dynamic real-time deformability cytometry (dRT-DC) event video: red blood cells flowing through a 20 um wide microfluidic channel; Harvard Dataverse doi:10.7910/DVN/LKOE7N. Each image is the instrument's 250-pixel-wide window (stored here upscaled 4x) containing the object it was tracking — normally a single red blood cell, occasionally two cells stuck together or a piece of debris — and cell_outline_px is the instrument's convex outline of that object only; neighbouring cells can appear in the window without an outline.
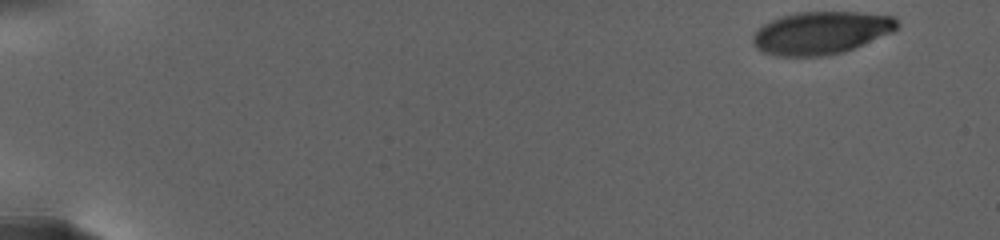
{"species": "human", "species_latin": "Homo sapiens", "temperature_condition": "warm", "stored_images_in_passage": 48, "camera_frame_rate_fps": 3000, "um_per_image_px": 0.085, "donor": {"sex": "female"}, "frame": {"image": 1, "passage_image": 1, "time_ms": 0.0, "image_size_px": [1000, 240], "cell_outline_px": [[900, 24], [892, 32], [844, 52], [820, 56], [780, 56], [764, 52], [756, 48], [752, 44], [752, 36], [764, 24], [772, 20], [784, 16], [800, 12], [856, 12], [892, 16]], "centroid_in_image_um": [69.78, 2.79], "position_along_channel_um": 15.2, "area_um2": 35.49}}
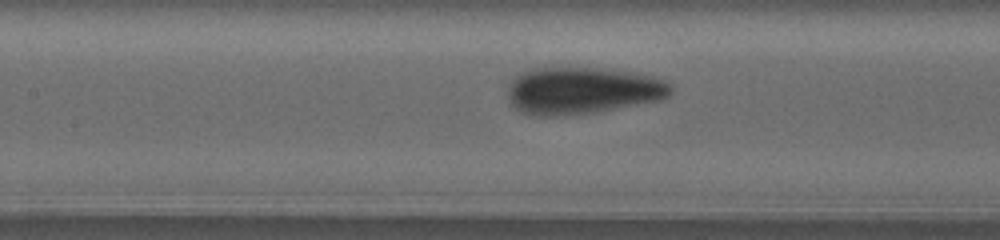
{"frame": {"image": 2, "passage_image": 28, "time_ms": 12.0, "image_size_px": [1000, 240], "cell_outline_px": [[672, 92], [668, 96], [660, 100], [600, 112], [556, 116], [536, 116], [520, 112], [508, 100], [508, 84], [520, 72], [528, 68], [604, 68], [640, 72], [668, 80], [672, 84]], "centroid_in_image_um": [49.54, 7.69], "position_along_channel_um": 157.9, "area_um2": 45.6}}
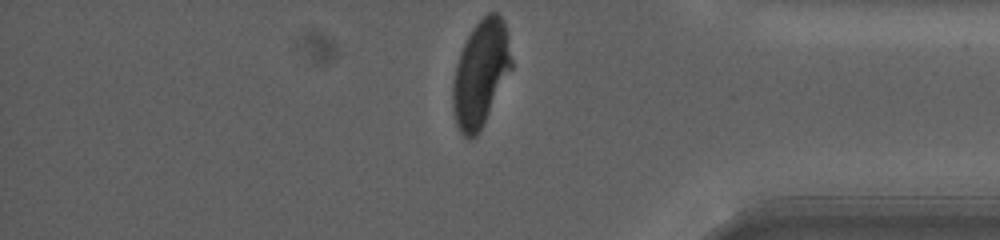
{"frame": {"image": 3, "passage_image": 48, "time_ms": 22.0, "image_size_px": [1000, 240], "cell_outline_px": [[512, 68], [476, 136], [468, 140], [460, 132], [456, 124], [452, 108], [452, 80], [456, 64], [460, 52], [472, 28], [488, 12], [496, 12], [504, 20], [512, 60]], "centroid_in_image_um": [40.83, 6.24], "position_along_channel_um": 394.4, "area_um2": 35.95}, "authors_computed_cell_mechanics": {"area_um2": 40.5178, "velocity_mm_per_s": 2.5296, "shape_relaxation_time_tau1_ms": 4.7526, "shape_relaxation_time_tau2_ms": null, "deformation_change_tau1": 0.1846, "deformation_change_tau2": null}}